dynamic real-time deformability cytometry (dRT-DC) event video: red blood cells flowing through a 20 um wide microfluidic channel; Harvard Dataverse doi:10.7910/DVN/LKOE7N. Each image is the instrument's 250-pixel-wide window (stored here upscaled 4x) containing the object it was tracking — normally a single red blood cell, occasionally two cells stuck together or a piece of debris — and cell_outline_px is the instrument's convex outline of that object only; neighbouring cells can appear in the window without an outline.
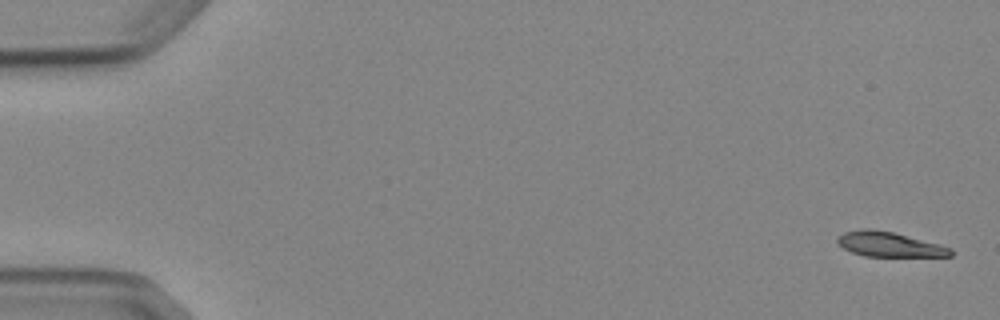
{"species": "Egyptian fruit bat (a non-hibernating species)", "species_latin": "Rousettus aegyptiacus", "temperature_condition": "cold", "stored_images_in_passage": 5, "camera_frame_rate_fps": 3000, "um_per_image_px": 0.085, "animal": {"sex": "female"}, "frame": {"image": 1, "passage_image": 1, "time_ms": 0.0, "image_size_px": [1000, 320], "cell_outline_px": [[952, 256], [864, 256], [852, 252], [844, 248], [836, 240], [836, 236], [844, 232], [860, 228], [868, 228], [892, 232], [940, 244], [952, 248]], "centroid_in_image_um": [75.57, 20.76], "position_along_channel_um": 9.4, "area_um2": 16.3}}
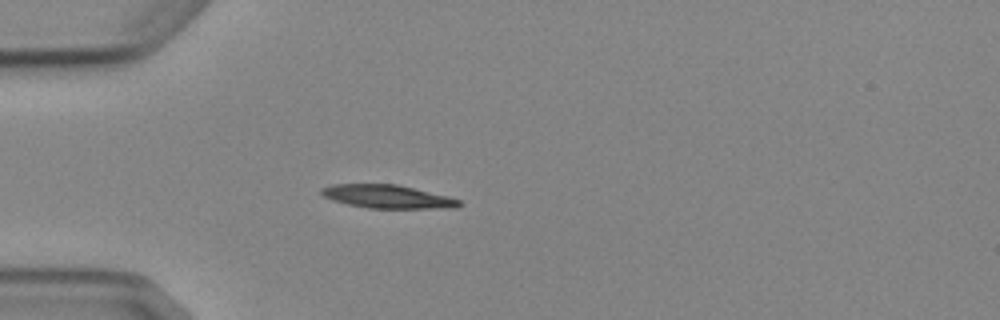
{"frame": {"image": 2, "passage_image": 5, "time_ms": 4.667, "image_size_px": [1000, 320], "cell_outline_px": [[464, 204], [456, 208], [368, 208], [348, 204], [332, 200], [320, 196], [320, 188], [332, 184], [396, 184], [448, 196], [460, 200]], "centroid_in_image_um": [32.91, 16.71], "position_along_channel_um": 52.1, "area_um2": 18.84}}